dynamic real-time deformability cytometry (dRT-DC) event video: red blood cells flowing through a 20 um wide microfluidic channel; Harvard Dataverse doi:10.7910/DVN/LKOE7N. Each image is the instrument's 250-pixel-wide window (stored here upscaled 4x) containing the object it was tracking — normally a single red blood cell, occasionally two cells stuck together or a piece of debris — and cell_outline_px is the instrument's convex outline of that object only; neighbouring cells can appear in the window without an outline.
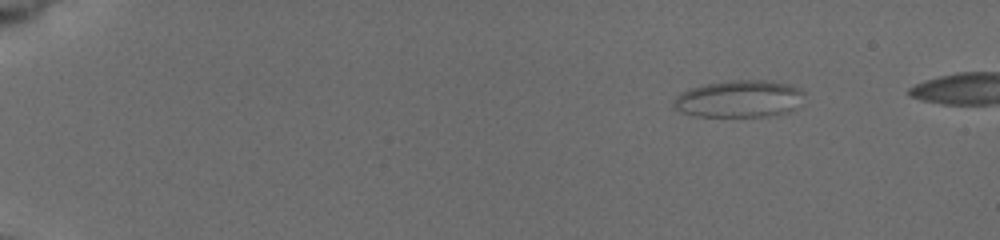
{"species": "common noctule bat (a hibernating species)", "species_latin": "Nyctalus noctula", "temperature_condition": "cold", "stored_images_in_passage": 17, "camera_frame_rate_fps": 3000, "um_per_image_px": 0.085, "animal": {"sex": "female", "body_mass_g": 19.5, "forearm_length_mm": 54.1}, "frame": {"image": 1, "passage_image": 1, "time_ms": 0.0, "image_size_px": [1000, 240], "cell_outline_px": [[804, 92], [792, 108], [788, 112], [764, 116], [696, 116], [680, 112], [672, 104], [676, 96], [680, 92], [704, 84], [736, 80], [764, 80], [784, 84], [800, 88]], "centroid_in_image_um": [62.74, 8.4], "position_along_channel_um": 22.3, "area_um2": 27.63}}